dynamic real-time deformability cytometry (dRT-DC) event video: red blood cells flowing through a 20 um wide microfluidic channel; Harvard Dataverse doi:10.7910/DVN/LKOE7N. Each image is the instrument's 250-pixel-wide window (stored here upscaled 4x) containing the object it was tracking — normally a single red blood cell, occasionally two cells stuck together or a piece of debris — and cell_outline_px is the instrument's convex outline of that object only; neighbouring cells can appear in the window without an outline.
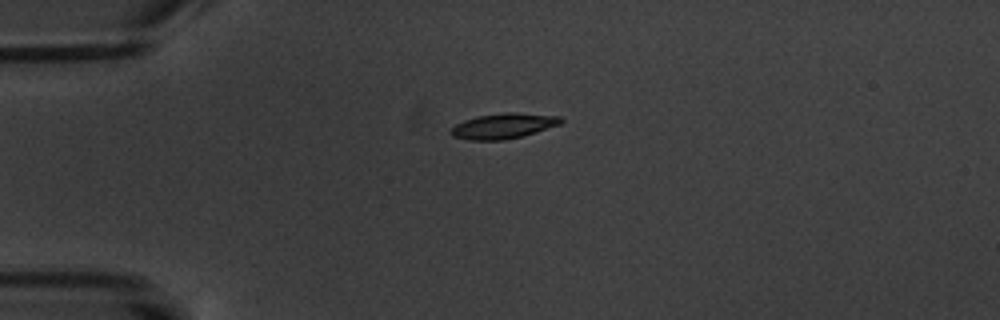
{"species": "common noctule bat (a hibernating species)", "species_latin": "Nyctalus noctula", "temperature_condition": "warm", "stored_images_in_passage": 4, "camera_frame_rate_fps": 3000, "um_per_image_px": 0.085, "animal": {"sex": "male", "body_mass_g": 20.1, "forearm_length_mm": 53.5}, "frame": {"image": 1, "passage_image": 4, "time_ms": 4.333, "image_size_px": [1000, 320], "cell_outline_px": [[564, 120], [560, 124], [520, 136], [504, 140], [468, 140], [452, 136], [448, 132], [456, 124], [464, 120], [476, 116], [504, 112], [516, 112], [560, 116]], "centroid_in_image_um": [42.75, 10.69], "position_along_channel_um": 42.3, "area_um2": 16.18}}